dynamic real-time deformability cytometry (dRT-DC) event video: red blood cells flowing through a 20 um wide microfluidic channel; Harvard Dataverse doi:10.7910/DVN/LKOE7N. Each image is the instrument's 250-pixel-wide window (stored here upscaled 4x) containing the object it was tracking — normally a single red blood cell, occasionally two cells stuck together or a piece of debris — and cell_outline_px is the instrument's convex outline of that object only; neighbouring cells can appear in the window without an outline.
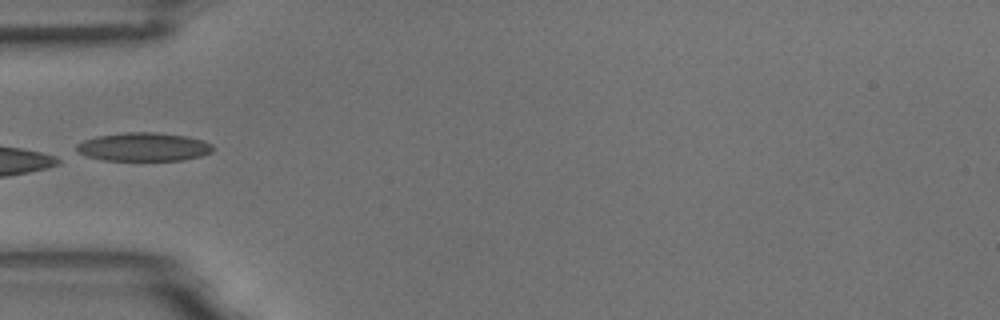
{"species": "common noctule bat (a hibernating species)", "species_latin": "Nyctalus noctula", "temperature_condition": "room temperature", "stored_images_in_passage": 5, "camera_frame_rate_fps": 3000, "um_per_image_px": 0.085, "animal": {"sex": "male", "body_mass_g": 18.8}, "frame": {"image": 1, "passage_image": 5, "time_ms": 1.333, "image_size_px": [1000, 320], "cell_outline_px": [[212, 152], [200, 156], [184, 160], [104, 160], [88, 156], [80, 152], [76, 148], [76, 144], [84, 140], [96, 136], [128, 132], [156, 132], [188, 136], [204, 140], [212, 144]], "centroid_in_image_um": [12.24, 12.48], "position_along_channel_um": 72.8, "area_um2": 22.6}}